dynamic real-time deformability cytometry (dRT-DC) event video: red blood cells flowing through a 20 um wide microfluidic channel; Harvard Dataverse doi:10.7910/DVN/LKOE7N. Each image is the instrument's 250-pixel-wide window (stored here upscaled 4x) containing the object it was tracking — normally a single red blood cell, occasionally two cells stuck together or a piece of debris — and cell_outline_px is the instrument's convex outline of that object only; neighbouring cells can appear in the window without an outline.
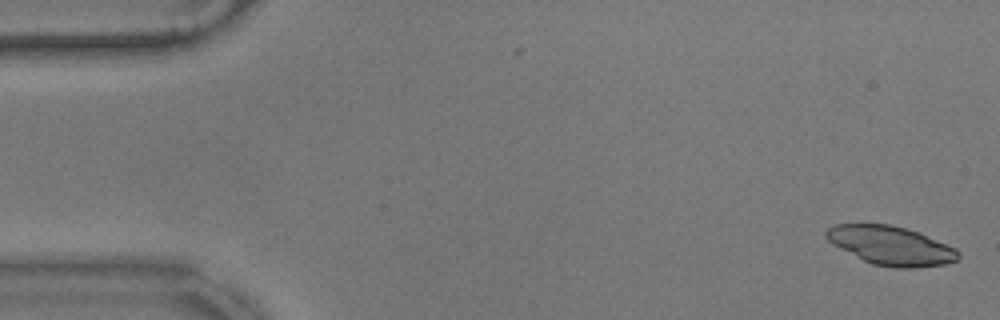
{"species": "common noctule bat (a hibernating species)", "species_latin": "Nyctalus noctula", "temperature_condition": "warm", "stored_images_in_passage": 55, "camera_frame_rate_fps": 3000, "um_per_image_px": 0.085, "animal": {"sex": "male", "body_mass_g": 17.9}, "frame": {"image": 1, "passage_image": 1, "time_ms": 0.0, "image_size_px": [1000, 320], "cell_outline_px": [[960, 256], [956, 260], [944, 264], [916, 268], [896, 268], [872, 264], [832, 244], [824, 236], [824, 232], [832, 224], [892, 224], [920, 232], [956, 248], [960, 252]], "centroid_in_image_um": [75.73, 20.86], "position_along_channel_um": 9.3, "area_um2": 30.06}}